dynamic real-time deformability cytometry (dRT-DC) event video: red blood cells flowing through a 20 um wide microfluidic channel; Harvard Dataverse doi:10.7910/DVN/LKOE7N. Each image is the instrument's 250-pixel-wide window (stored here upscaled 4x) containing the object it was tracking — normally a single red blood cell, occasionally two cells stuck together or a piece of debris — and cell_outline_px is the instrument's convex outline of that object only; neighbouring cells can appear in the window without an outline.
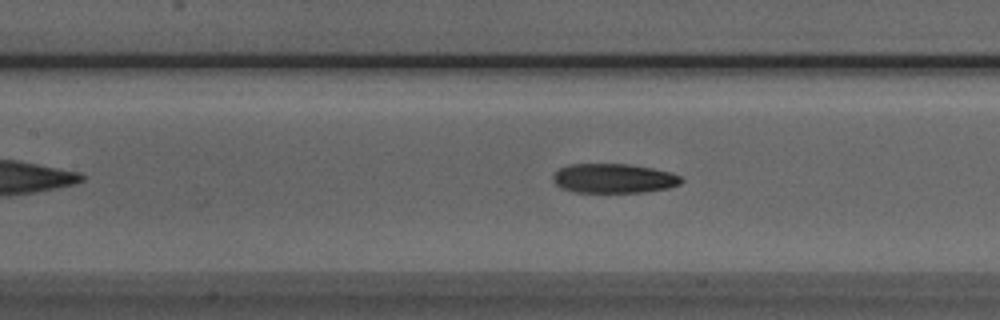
{"species": "Egyptian fruit bat (a non-hibernating species)", "species_latin": "Rousettus aegyptiacus", "temperature_condition": "room temperature", "stored_images_in_passage": 39, "camera_frame_rate_fps": 3000, "um_per_image_px": 0.085, "animal": {"sex": "male"}, "frame": {"image": 1, "passage_image": 15, "time_ms": 4.667, "image_size_px": [1000, 320], "cell_outline_px": [[684, 180], [680, 184], [668, 188], [644, 192], [576, 192], [560, 188], [552, 180], [552, 176], [560, 168], [568, 164], [628, 164], [652, 168], [672, 172], [680, 176]], "centroid_in_image_um": [52.17, 15.16], "position_along_channel_um": 155.2, "area_um2": 22.08}}
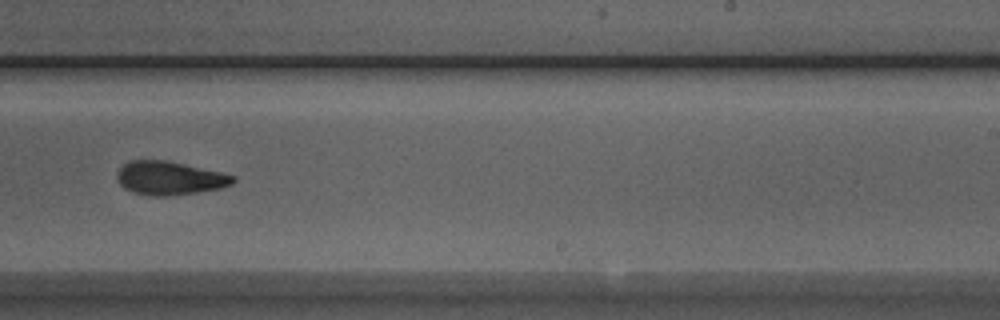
{"frame": {"image": 2, "passage_image": 24, "time_ms": 7.667, "image_size_px": [1000, 320], "cell_outline_px": [[236, 180], [232, 184], [220, 188], [196, 192], [168, 196], [152, 196], [132, 192], [124, 188], [120, 184], [116, 176], [116, 172], [128, 160], [164, 160], [184, 164], [220, 172], [236, 176]], "centroid_in_image_um": [14.39, 15.14], "position_along_channel_um": 274.6, "area_um2": 22.6}}
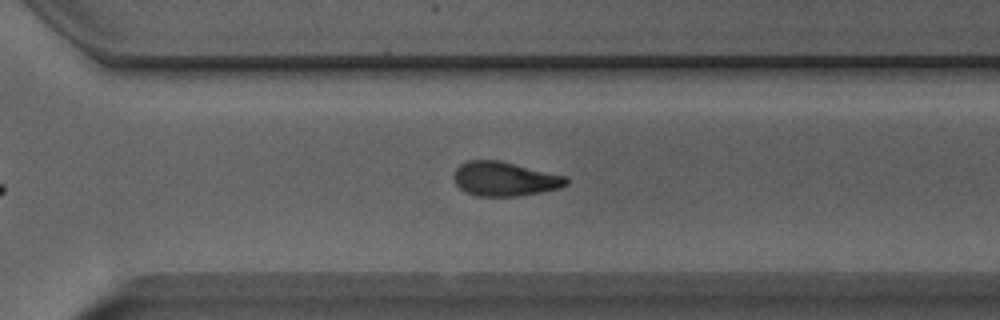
{"frame": {"image": 3, "passage_image": 28, "time_ms": 9.0, "image_size_px": [1000, 320], "cell_outline_px": [[568, 184], [560, 188], [520, 196], [476, 196], [464, 192], [456, 184], [452, 176], [456, 168], [460, 164], [468, 160], [500, 160], [568, 176]], "centroid_in_image_um": [42.89, 15.2], "position_along_channel_um": 327.7, "area_um2": 22.77}, "authors_computed_cell_mechanics": {"area_um2": 22.5998, "velocity_mm_per_s": 3.9924, "shape_relaxation_time_tau1_ms": 8.9121, "shape_relaxation_time_tau2_ms": 3.7151, "deformation_change_tau1": 0.2182, "deformation_change_tau2": 0.1202}}